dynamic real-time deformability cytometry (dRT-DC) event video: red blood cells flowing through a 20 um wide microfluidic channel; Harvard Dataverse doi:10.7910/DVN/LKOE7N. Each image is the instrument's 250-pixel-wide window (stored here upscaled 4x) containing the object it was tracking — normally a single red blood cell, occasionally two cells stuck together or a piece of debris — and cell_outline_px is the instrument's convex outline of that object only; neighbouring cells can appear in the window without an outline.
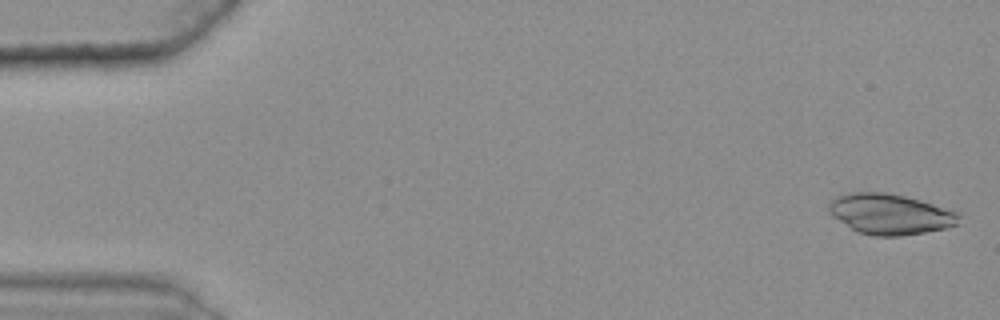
{"species": "common noctule bat (a hibernating species)", "species_latin": "Nyctalus noctula", "temperature_condition": "warm", "stored_images_in_passage": 48, "camera_frame_rate_fps": 3000, "um_per_image_px": 0.085, "animal": {"sex": "female", "body_mass_g": 25.1}, "frame": {"image": 1, "passage_image": 2, "time_ms": 0.333, "image_size_px": [1000, 320], "cell_outline_px": [[960, 216], [956, 224], [944, 228], [924, 232], [900, 236], [876, 236], [856, 232], [832, 216], [828, 212], [828, 204], [836, 196], [848, 192], [884, 192], [904, 196], [920, 200], [960, 212]], "centroid_in_image_um": [75.61, 18.19], "position_along_channel_um": 9.4, "area_um2": 30.75}}
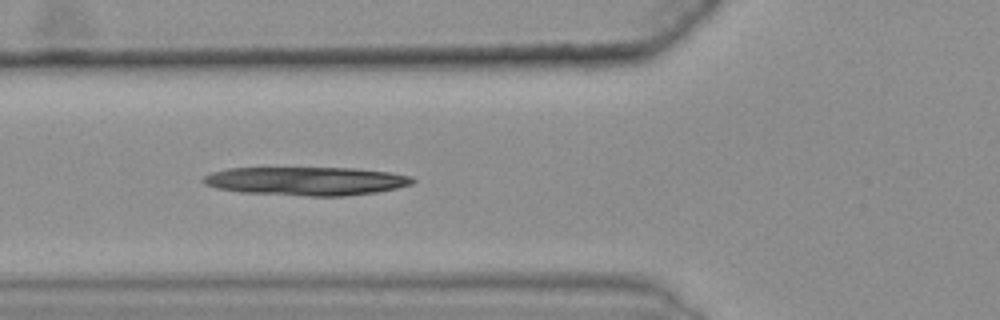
{"frame": {"image": 2, "passage_image": 21, "time_ms": 6.667, "image_size_px": [1000, 320], "cell_outline_px": [[416, 180], [412, 184], [396, 188], [376, 192], [344, 196], [308, 196], [240, 192], [216, 188], [204, 184], [200, 180], [204, 176], [212, 172], [228, 168], [356, 168], [388, 172], [412, 176]], "centroid_in_image_um": [26.02, 15.39], "position_along_channel_um": 99.8, "area_um2": 34.85}}
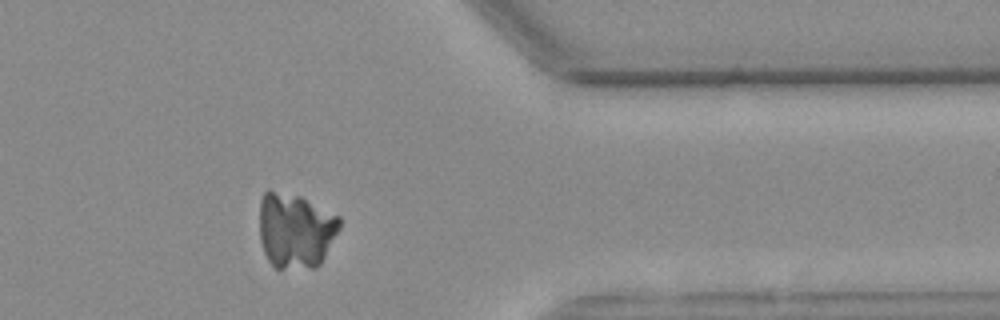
{"frame": {"image": 3, "passage_image": 46, "time_ms": 15.0, "image_size_px": [1000, 320], "cell_outline_px": [[340, 228], [320, 264], [316, 268], [276, 268], [268, 260], [264, 252], [260, 240], [260, 200], [264, 192], [268, 188], [300, 196], [340, 216]], "centroid_in_image_um": [25.1, 19.56], "position_along_channel_um": 386.3, "area_um2": 35.37}}